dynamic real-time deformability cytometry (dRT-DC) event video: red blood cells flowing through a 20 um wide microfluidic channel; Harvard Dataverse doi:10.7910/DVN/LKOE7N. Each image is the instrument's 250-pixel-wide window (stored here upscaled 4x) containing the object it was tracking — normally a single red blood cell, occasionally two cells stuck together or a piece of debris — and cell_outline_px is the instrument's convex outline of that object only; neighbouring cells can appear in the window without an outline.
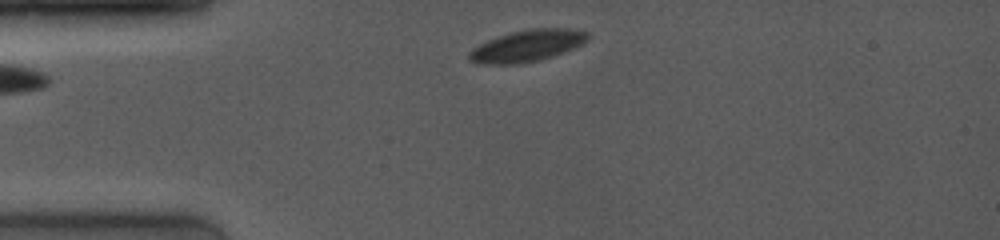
{"species": "common noctule bat (a hibernating species)", "species_latin": "Nyctalus noctula", "temperature_condition": "room temperature", "stored_images_in_passage": 19, "camera_frame_rate_fps": 4000, "um_per_image_px": 0.085, "animal": {"sex": "female", "body_mass_g": 19.0, "forearm_length_mm": 53.3}, "frame": {"image": 1, "passage_image": 1, "time_ms": 0.0, "image_size_px": [1000, 240], "cell_outline_px": [[588, 40], [572, 48], [552, 56], [540, 60], [520, 64], [476, 64], [468, 60], [468, 52], [472, 48], [496, 36], [528, 28], [572, 28], [588, 32]], "centroid_in_image_um": [44.76, 3.89], "position_along_channel_um": 40.2, "area_um2": 22.02}}
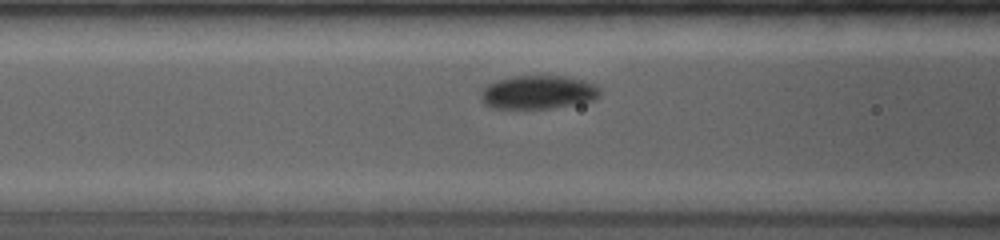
{"frame": {"image": 2, "passage_image": 9, "time_ms": 2.75, "image_size_px": [1000, 240], "cell_outline_px": [[600, 96], [592, 100], [552, 108], [488, 108], [480, 100], [480, 92], [488, 84], [496, 80], [516, 76], [568, 76], [584, 80], [596, 84], [600, 88]], "centroid_in_image_um": [45.72, 7.83], "position_along_channel_um": 120.9, "area_um2": 23.41}}
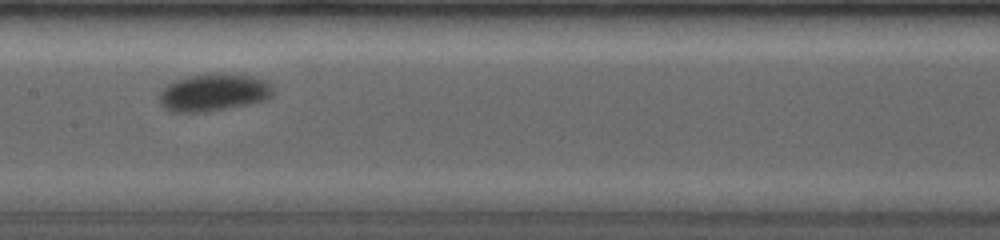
{"frame": {"image": 3, "passage_image": 14, "time_ms": 4.5, "image_size_px": [1000, 240], "cell_outline_px": [[272, 96], [264, 100], [248, 104], [204, 112], [168, 112], [160, 104], [160, 92], [168, 84], [176, 80], [188, 76], [220, 72], [224, 72], [252, 76], [264, 80], [272, 84]], "centroid_in_image_um": [18.15, 7.85], "position_along_channel_um": 189.3, "area_um2": 24.91}}